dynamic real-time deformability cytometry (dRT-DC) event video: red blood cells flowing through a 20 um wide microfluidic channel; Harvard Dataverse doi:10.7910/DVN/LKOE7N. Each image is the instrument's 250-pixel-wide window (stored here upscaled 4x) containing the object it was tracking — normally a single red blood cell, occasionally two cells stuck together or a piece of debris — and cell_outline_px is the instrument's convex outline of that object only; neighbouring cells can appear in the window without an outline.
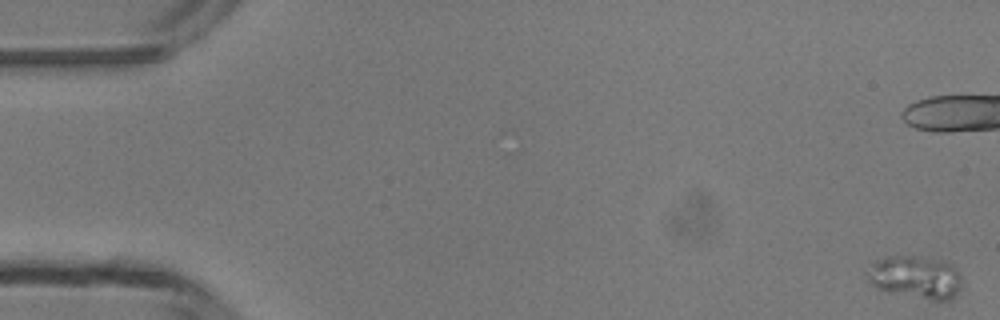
{"species": "common noctule bat (a hibernating species)", "species_latin": "Nyctalus noctula", "temperature_condition": "room temperature", "stored_images_in_passage": 25, "camera_frame_rate_fps": 3000, "um_per_image_px": 0.085, "animal": {"sex": "male", "body_mass_g": 13.3}, "frame": {"image": 1, "passage_image": 1, "time_ms": 0.0, "image_size_px": [1000, 320], "cell_outline_px": [[960, 288], [948, 300], [932, 300], [884, 292], [876, 288], [864, 276], [864, 272], [876, 260], [888, 256], [912, 256], [948, 260], [956, 264], [960, 272]], "centroid_in_image_um": [77.8, 23.54], "position_along_channel_um": 7.2, "area_um2": 24.22}}
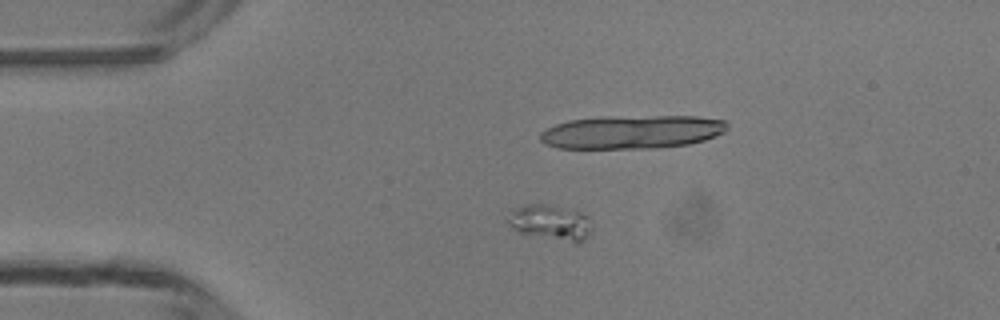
{"frame": {"image": 2, "passage_image": 12, "time_ms": 3.667, "image_size_px": [1000, 320], "cell_outline_px": [[592, 232], [580, 244], [576, 244], [520, 232], [512, 228], [508, 220], [512, 208], [528, 204], [544, 204], [576, 212], [588, 216], [592, 224]], "centroid_in_image_um": [46.83, 18.94], "position_along_channel_um": 38.2, "area_um2": 17.17}}
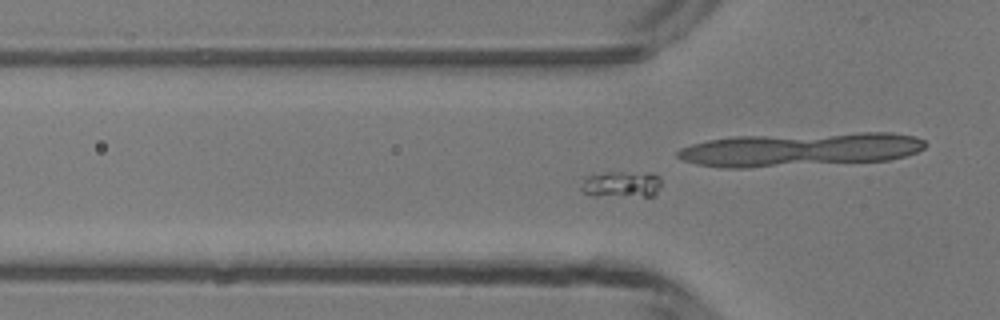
{"frame": {"image": 3, "passage_image": 17, "time_ms": 5.333, "image_size_px": [1000, 320], "cell_outline_px": [[660, 188], [652, 196], [592, 196], [584, 192], [580, 188], [584, 180], [588, 176], [608, 172], [648, 172], [660, 176]], "centroid_in_image_um": [52.85, 15.66], "position_along_channel_um": 72.9, "area_um2": 12.37}}